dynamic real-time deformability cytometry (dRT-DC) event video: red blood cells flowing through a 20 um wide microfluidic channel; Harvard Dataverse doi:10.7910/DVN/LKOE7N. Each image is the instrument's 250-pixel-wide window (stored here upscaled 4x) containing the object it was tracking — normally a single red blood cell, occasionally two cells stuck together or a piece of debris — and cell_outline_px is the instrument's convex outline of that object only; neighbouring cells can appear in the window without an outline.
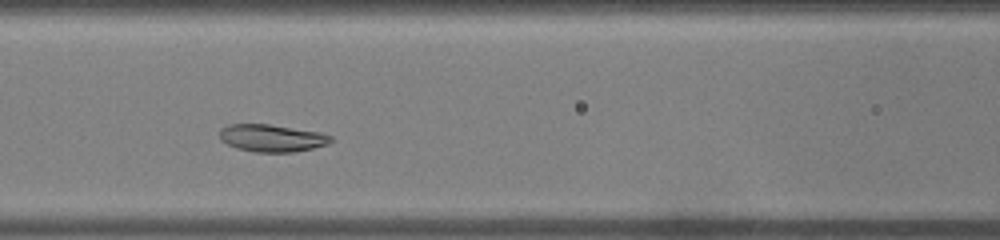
{"species": "common noctule bat (a hibernating species)", "species_latin": "Nyctalus noctula", "temperature_condition": "warm", "stored_images_in_passage": 31, "camera_frame_rate_fps": 3000, "um_per_image_px": 0.085, "animal": {"sex": "male", "body_mass_g": 19.0, "forearm_length_mm": 50.8}, "frame": {"image": 1, "passage_image": 8, "time_ms": 2.333, "image_size_px": [1000, 240], "cell_outline_px": [[332, 140], [328, 144], [296, 152], [256, 152], [236, 148], [220, 140], [220, 128], [228, 124], [268, 124], [320, 132], [332, 136]], "centroid_in_image_um": [23.09, 11.73], "position_along_channel_um": 143.5, "area_um2": 17.74}}
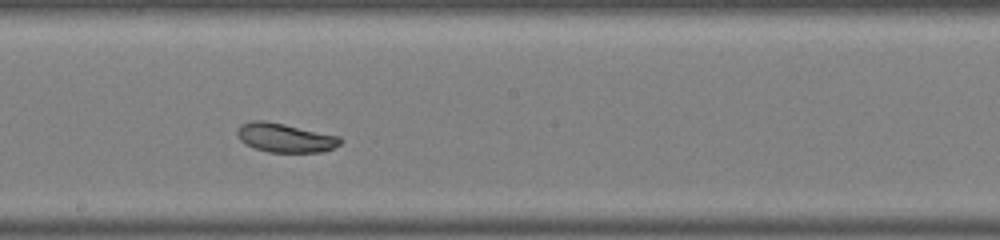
{"frame": {"image": 2, "passage_image": 14, "time_ms": 4.333, "image_size_px": [1000, 240], "cell_outline_px": [[344, 140], [340, 144], [332, 148], [320, 152], [268, 152], [244, 144], [240, 140], [236, 132], [240, 124], [252, 120], [264, 120], [284, 124], [340, 136]], "centroid_in_image_um": [24.22, 11.7], "position_along_channel_um": 224.0, "area_um2": 17.46}}
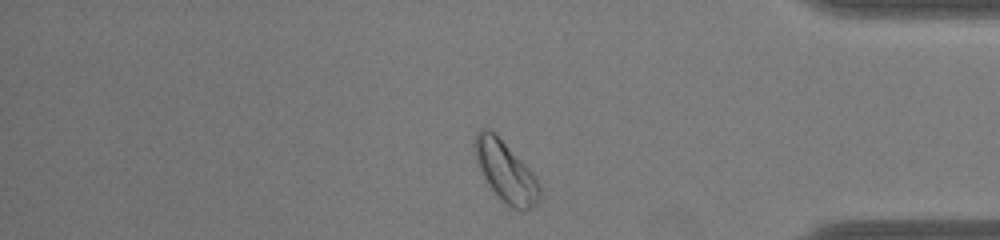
{"frame": {"image": 3, "passage_image": 28, "time_ms": 9.0, "image_size_px": [1000, 240], "cell_outline_px": [[540, 200], [536, 204], [528, 208], [512, 208], [496, 196], [480, 172], [476, 160], [472, 144], [476, 132], [480, 128], [488, 128], [496, 132], [532, 172], [540, 188]], "centroid_in_image_um": [42.92, 14.51], "position_along_channel_um": 392.3, "area_um2": 23.0}, "authors_computed_cell_mechanics": {"area_um2": 18.2648, "velocity_mm_per_s": 4.033, "shape_relaxation_time_tau1_ms": 8.4694, "shape_relaxation_time_tau2_ms": 5.7977, "deformation_change_tau1": 0.1187, "deformation_change_tau2": 0.0975}}